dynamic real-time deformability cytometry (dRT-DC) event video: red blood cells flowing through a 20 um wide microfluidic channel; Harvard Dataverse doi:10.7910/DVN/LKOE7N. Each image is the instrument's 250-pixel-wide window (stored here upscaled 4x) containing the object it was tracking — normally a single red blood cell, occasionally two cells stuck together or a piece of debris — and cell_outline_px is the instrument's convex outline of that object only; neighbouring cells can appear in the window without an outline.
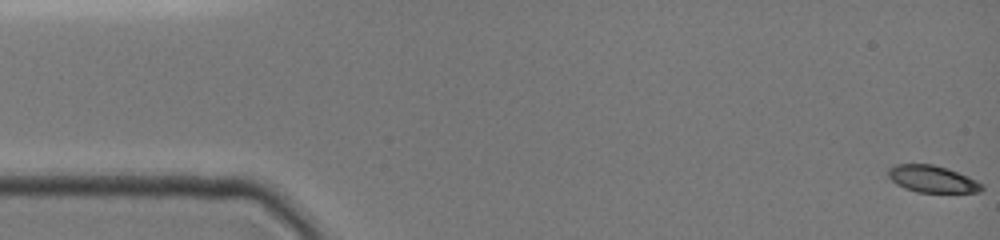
{"species": "common noctule bat (a hibernating species)", "species_latin": "Nyctalus noctula", "temperature_condition": "cold", "stored_images_in_passage": 49, "camera_frame_rate_fps": 3000, "um_per_image_px": 0.085, "animal": {"sex": "female", "body_mass_g": 19.0, "forearm_length_mm": 51.5}, "frame": {"image": 1, "passage_image": 1, "time_ms": 0.0, "image_size_px": [1000, 240], "cell_outline_px": [[984, 188], [980, 192], [916, 192], [904, 188], [896, 184], [888, 176], [888, 168], [896, 164], [932, 164], [948, 168], [968, 176], [984, 184]], "centroid_in_image_um": [79.25, 15.21], "position_along_channel_um": 5.7, "area_um2": 14.8}}
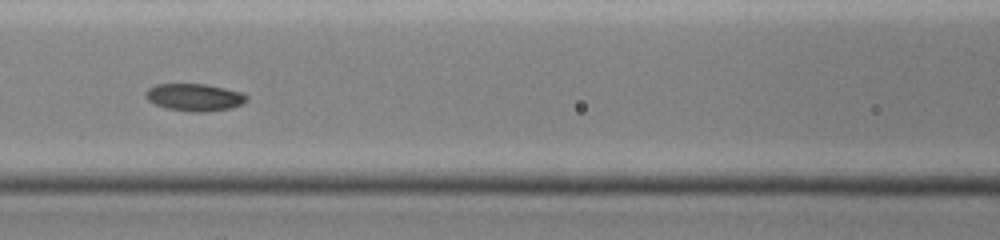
{"frame": {"image": 2, "passage_image": 22, "time_ms": 7.0, "image_size_px": [1000, 240], "cell_outline_px": [[248, 100], [244, 104], [232, 108], [204, 112], [192, 112], [168, 108], [156, 104], [148, 100], [144, 96], [144, 92], [148, 88], [156, 84], [204, 84], [240, 92], [248, 96]], "centroid_in_image_um": [16.53, 8.27], "position_along_channel_um": 150.1, "area_um2": 16.07}}
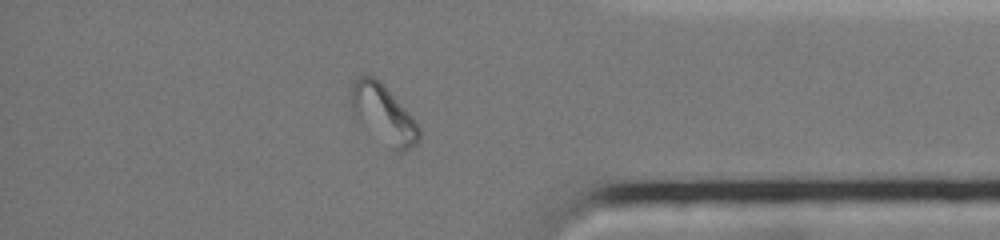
{"frame": {"image": 3, "passage_image": 42, "time_ms": 13.667, "image_size_px": [1000, 240], "cell_outline_px": [[420, 140], [416, 144], [404, 152], [396, 152], [388, 148], [356, 120], [352, 116], [352, 84], [360, 76], [372, 76], [380, 80], [416, 120], [420, 128]], "centroid_in_image_um": [32.61, 9.75], "position_along_channel_um": 402.6, "area_um2": 23.47}, "authors_computed_cell_mechanics": {"area_um2": 15.8372, "velocity_mm_per_s": 3.9258, "shape_relaxation_time_tau1_ms": 4.0122, "shape_relaxation_time_tau2_ms": null, "deformation_change_tau1": 0.1201, "deformation_change_tau2": null}}